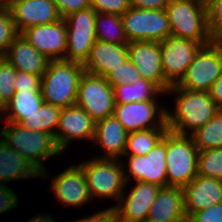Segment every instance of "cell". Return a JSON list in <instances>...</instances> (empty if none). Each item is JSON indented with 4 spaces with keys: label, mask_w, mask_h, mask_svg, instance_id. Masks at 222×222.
<instances>
[{
    "label": "cell",
    "mask_w": 222,
    "mask_h": 222,
    "mask_svg": "<svg viewBox=\"0 0 222 222\" xmlns=\"http://www.w3.org/2000/svg\"><path fill=\"white\" fill-rule=\"evenodd\" d=\"M127 157V167L123 172L125 185L131 184V178L136 181L156 184L160 187L167 186L166 173V133L163 138L144 156Z\"/></svg>",
    "instance_id": "11"
},
{
    "label": "cell",
    "mask_w": 222,
    "mask_h": 222,
    "mask_svg": "<svg viewBox=\"0 0 222 222\" xmlns=\"http://www.w3.org/2000/svg\"><path fill=\"white\" fill-rule=\"evenodd\" d=\"M83 65L66 60L49 61L41 79V94L44 103L61 109L76 104L78 85Z\"/></svg>",
    "instance_id": "3"
},
{
    "label": "cell",
    "mask_w": 222,
    "mask_h": 222,
    "mask_svg": "<svg viewBox=\"0 0 222 222\" xmlns=\"http://www.w3.org/2000/svg\"><path fill=\"white\" fill-rule=\"evenodd\" d=\"M42 178V174L0 136V183Z\"/></svg>",
    "instance_id": "25"
},
{
    "label": "cell",
    "mask_w": 222,
    "mask_h": 222,
    "mask_svg": "<svg viewBox=\"0 0 222 222\" xmlns=\"http://www.w3.org/2000/svg\"><path fill=\"white\" fill-rule=\"evenodd\" d=\"M20 1H23V0H3V2L0 4V7L9 9L13 4Z\"/></svg>",
    "instance_id": "46"
},
{
    "label": "cell",
    "mask_w": 222,
    "mask_h": 222,
    "mask_svg": "<svg viewBox=\"0 0 222 222\" xmlns=\"http://www.w3.org/2000/svg\"><path fill=\"white\" fill-rule=\"evenodd\" d=\"M128 132L113 116L97 121L93 141L103 148V155H94L97 158L122 160L127 143ZM105 152V153H104Z\"/></svg>",
    "instance_id": "22"
},
{
    "label": "cell",
    "mask_w": 222,
    "mask_h": 222,
    "mask_svg": "<svg viewBox=\"0 0 222 222\" xmlns=\"http://www.w3.org/2000/svg\"><path fill=\"white\" fill-rule=\"evenodd\" d=\"M4 57L16 71L41 77L46 72L50 61L21 34L14 39Z\"/></svg>",
    "instance_id": "23"
},
{
    "label": "cell",
    "mask_w": 222,
    "mask_h": 222,
    "mask_svg": "<svg viewBox=\"0 0 222 222\" xmlns=\"http://www.w3.org/2000/svg\"><path fill=\"white\" fill-rule=\"evenodd\" d=\"M5 59L3 55H0V63Z\"/></svg>",
    "instance_id": "49"
},
{
    "label": "cell",
    "mask_w": 222,
    "mask_h": 222,
    "mask_svg": "<svg viewBox=\"0 0 222 222\" xmlns=\"http://www.w3.org/2000/svg\"><path fill=\"white\" fill-rule=\"evenodd\" d=\"M147 218L161 222L187 221L184 213L183 188L161 187Z\"/></svg>",
    "instance_id": "24"
},
{
    "label": "cell",
    "mask_w": 222,
    "mask_h": 222,
    "mask_svg": "<svg viewBox=\"0 0 222 222\" xmlns=\"http://www.w3.org/2000/svg\"><path fill=\"white\" fill-rule=\"evenodd\" d=\"M206 5H208L212 0H203Z\"/></svg>",
    "instance_id": "48"
},
{
    "label": "cell",
    "mask_w": 222,
    "mask_h": 222,
    "mask_svg": "<svg viewBox=\"0 0 222 222\" xmlns=\"http://www.w3.org/2000/svg\"><path fill=\"white\" fill-rule=\"evenodd\" d=\"M143 222H161V221H155V220L146 218ZM175 222H187V221H175Z\"/></svg>",
    "instance_id": "47"
},
{
    "label": "cell",
    "mask_w": 222,
    "mask_h": 222,
    "mask_svg": "<svg viewBox=\"0 0 222 222\" xmlns=\"http://www.w3.org/2000/svg\"><path fill=\"white\" fill-rule=\"evenodd\" d=\"M96 40L113 44H128L120 15L97 13L95 19Z\"/></svg>",
    "instance_id": "28"
},
{
    "label": "cell",
    "mask_w": 222,
    "mask_h": 222,
    "mask_svg": "<svg viewBox=\"0 0 222 222\" xmlns=\"http://www.w3.org/2000/svg\"><path fill=\"white\" fill-rule=\"evenodd\" d=\"M8 10L19 34L26 28L62 19L53 0H23L13 4Z\"/></svg>",
    "instance_id": "19"
},
{
    "label": "cell",
    "mask_w": 222,
    "mask_h": 222,
    "mask_svg": "<svg viewBox=\"0 0 222 222\" xmlns=\"http://www.w3.org/2000/svg\"><path fill=\"white\" fill-rule=\"evenodd\" d=\"M61 110L59 107L43 103L38 111L24 119L20 124L29 130L47 133L55 137Z\"/></svg>",
    "instance_id": "30"
},
{
    "label": "cell",
    "mask_w": 222,
    "mask_h": 222,
    "mask_svg": "<svg viewBox=\"0 0 222 222\" xmlns=\"http://www.w3.org/2000/svg\"><path fill=\"white\" fill-rule=\"evenodd\" d=\"M209 33L213 40L222 41V0L207 5Z\"/></svg>",
    "instance_id": "36"
},
{
    "label": "cell",
    "mask_w": 222,
    "mask_h": 222,
    "mask_svg": "<svg viewBox=\"0 0 222 222\" xmlns=\"http://www.w3.org/2000/svg\"><path fill=\"white\" fill-rule=\"evenodd\" d=\"M91 7L97 13L124 14L131 6L129 0H90Z\"/></svg>",
    "instance_id": "37"
},
{
    "label": "cell",
    "mask_w": 222,
    "mask_h": 222,
    "mask_svg": "<svg viewBox=\"0 0 222 222\" xmlns=\"http://www.w3.org/2000/svg\"><path fill=\"white\" fill-rule=\"evenodd\" d=\"M170 0H129L130 6L138 9L164 10Z\"/></svg>",
    "instance_id": "43"
},
{
    "label": "cell",
    "mask_w": 222,
    "mask_h": 222,
    "mask_svg": "<svg viewBox=\"0 0 222 222\" xmlns=\"http://www.w3.org/2000/svg\"><path fill=\"white\" fill-rule=\"evenodd\" d=\"M51 178V191L56 196L57 202L62 203L64 207L81 208L87 202L92 203L86 177L79 164H72Z\"/></svg>",
    "instance_id": "16"
},
{
    "label": "cell",
    "mask_w": 222,
    "mask_h": 222,
    "mask_svg": "<svg viewBox=\"0 0 222 222\" xmlns=\"http://www.w3.org/2000/svg\"><path fill=\"white\" fill-rule=\"evenodd\" d=\"M76 105L95 121L113 115L115 107L114 88L105 77L84 71L79 85Z\"/></svg>",
    "instance_id": "9"
},
{
    "label": "cell",
    "mask_w": 222,
    "mask_h": 222,
    "mask_svg": "<svg viewBox=\"0 0 222 222\" xmlns=\"http://www.w3.org/2000/svg\"><path fill=\"white\" fill-rule=\"evenodd\" d=\"M60 16L64 19L79 10L91 7L90 0H53Z\"/></svg>",
    "instance_id": "40"
},
{
    "label": "cell",
    "mask_w": 222,
    "mask_h": 222,
    "mask_svg": "<svg viewBox=\"0 0 222 222\" xmlns=\"http://www.w3.org/2000/svg\"><path fill=\"white\" fill-rule=\"evenodd\" d=\"M26 222H57L53 217H51L50 213H40L35 215V217H31ZM64 222V221H63Z\"/></svg>",
    "instance_id": "45"
},
{
    "label": "cell",
    "mask_w": 222,
    "mask_h": 222,
    "mask_svg": "<svg viewBox=\"0 0 222 222\" xmlns=\"http://www.w3.org/2000/svg\"><path fill=\"white\" fill-rule=\"evenodd\" d=\"M184 213L188 219L194 212L222 202V180L197 175L183 187Z\"/></svg>",
    "instance_id": "20"
},
{
    "label": "cell",
    "mask_w": 222,
    "mask_h": 222,
    "mask_svg": "<svg viewBox=\"0 0 222 222\" xmlns=\"http://www.w3.org/2000/svg\"><path fill=\"white\" fill-rule=\"evenodd\" d=\"M128 58L127 44L96 40L83 68L87 73L106 77L111 71L121 68Z\"/></svg>",
    "instance_id": "21"
},
{
    "label": "cell",
    "mask_w": 222,
    "mask_h": 222,
    "mask_svg": "<svg viewBox=\"0 0 222 222\" xmlns=\"http://www.w3.org/2000/svg\"><path fill=\"white\" fill-rule=\"evenodd\" d=\"M168 128H154L130 132L123 156H144L164 136Z\"/></svg>",
    "instance_id": "29"
},
{
    "label": "cell",
    "mask_w": 222,
    "mask_h": 222,
    "mask_svg": "<svg viewBox=\"0 0 222 222\" xmlns=\"http://www.w3.org/2000/svg\"><path fill=\"white\" fill-rule=\"evenodd\" d=\"M187 222H222V202L194 212Z\"/></svg>",
    "instance_id": "38"
},
{
    "label": "cell",
    "mask_w": 222,
    "mask_h": 222,
    "mask_svg": "<svg viewBox=\"0 0 222 222\" xmlns=\"http://www.w3.org/2000/svg\"><path fill=\"white\" fill-rule=\"evenodd\" d=\"M159 45L164 78L170 86L177 85L181 81L195 55L203 46L201 43L172 35L159 42Z\"/></svg>",
    "instance_id": "12"
},
{
    "label": "cell",
    "mask_w": 222,
    "mask_h": 222,
    "mask_svg": "<svg viewBox=\"0 0 222 222\" xmlns=\"http://www.w3.org/2000/svg\"><path fill=\"white\" fill-rule=\"evenodd\" d=\"M221 74L222 41L213 40L200 48L177 86L189 91L209 92Z\"/></svg>",
    "instance_id": "7"
},
{
    "label": "cell",
    "mask_w": 222,
    "mask_h": 222,
    "mask_svg": "<svg viewBox=\"0 0 222 222\" xmlns=\"http://www.w3.org/2000/svg\"><path fill=\"white\" fill-rule=\"evenodd\" d=\"M209 94L217 105V107L222 110V74L213 83L211 89L209 90Z\"/></svg>",
    "instance_id": "44"
},
{
    "label": "cell",
    "mask_w": 222,
    "mask_h": 222,
    "mask_svg": "<svg viewBox=\"0 0 222 222\" xmlns=\"http://www.w3.org/2000/svg\"><path fill=\"white\" fill-rule=\"evenodd\" d=\"M128 42H161L171 35L167 13L164 10L138 9L130 7L121 15Z\"/></svg>",
    "instance_id": "8"
},
{
    "label": "cell",
    "mask_w": 222,
    "mask_h": 222,
    "mask_svg": "<svg viewBox=\"0 0 222 222\" xmlns=\"http://www.w3.org/2000/svg\"><path fill=\"white\" fill-rule=\"evenodd\" d=\"M15 68L4 59L0 63V112L11 101L15 94Z\"/></svg>",
    "instance_id": "33"
},
{
    "label": "cell",
    "mask_w": 222,
    "mask_h": 222,
    "mask_svg": "<svg viewBox=\"0 0 222 222\" xmlns=\"http://www.w3.org/2000/svg\"><path fill=\"white\" fill-rule=\"evenodd\" d=\"M3 123L4 126L0 129V136L12 149L32 163L42 174L43 179H48L50 172L45 166L46 161L57 158L63 153L57 146L54 136L29 130L19 123L9 121Z\"/></svg>",
    "instance_id": "2"
},
{
    "label": "cell",
    "mask_w": 222,
    "mask_h": 222,
    "mask_svg": "<svg viewBox=\"0 0 222 222\" xmlns=\"http://www.w3.org/2000/svg\"><path fill=\"white\" fill-rule=\"evenodd\" d=\"M97 12L89 7L64 18L67 28V50L64 60L84 64L96 41Z\"/></svg>",
    "instance_id": "10"
},
{
    "label": "cell",
    "mask_w": 222,
    "mask_h": 222,
    "mask_svg": "<svg viewBox=\"0 0 222 222\" xmlns=\"http://www.w3.org/2000/svg\"><path fill=\"white\" fill-rule=\"evenodd\" d=\"M96 122L77 106H69L61 110L59 124L55 132V141L62 152L70 147L75 140H90L93 142Z\"/></svg>",
    "instance_id": "15"
},
{
    "label": "cell",
    "mask_w": 222,
    "mask_h": 222,
    "mask_svg": "<svg viewBox=\"0 0 222 222\" xmlns=\"http://www.w3.org/2000/svg\"><path fill=\"white\" fill-rule=\"evenodd\" d=\"M160 189L156 184L136 181L130 192H123L119 203L115 204L121 222H143Z\"/></svg>",
    "instance_id": "18"
},
{
    "label": "cell",
    "mask_w": 222,
    "mask_h": 222,
    "mask_svg": "<svg viewBox=\"0 0 222 222\" xmlns=\"http://www.w3.org/2000/svg\"><path fill=\"white\" fill-rule=\"evenodd\" d=\"M198 175L222 180V151L220 148L198 151Z\"/></svg>",
    "instance_id": "32"
},
{
    "label": "cell",
    "mask_w": 222,
    "mask_h": 222,
    "mask_svg": "<svg viewBox=\"0 0 222 222\" xmlns=\"http://www.w3.org/2000/svg\"><path fill=\"white\" fill-rule=\"evenodd\" d=\"M41 76L29 74L27 72L16 71L15 76V90L28 91V90H41Z\"/></svg>",
    "instance_id": "39"
},
{
    "label": "cell",
    "mask_w": 222,
    "mask_h": 222,
    "mask_svg": "<svg viewBox=\"0 0 222 222\" xmlns=\"http://www.w3.org/2000/svg\"><path fill=\"white\" fill-rule=\"evenodd\" d=\"M113 88L115 104L158 100V96L166 94L156 84L144 78L136 80L135 83L117 84Z\"/></svg>",
    "instance_id": "27"
},
{
    "label": "cell",
    "mask_w": 222,
    "mask_h": 222,
    "mask_svg": "<svg viewBox=\"0 0 222 222\" xmlns=\"http://www.w3.org/2000/svg\"><path fill=\"white\" fill-rule=\"evenodd\" d=\"M41 90L16 91L11 101L0 112V121L21 123L41 108Z\"/></svg>",
    "instance_id": "26"
},
{
    "label": "cell",
    "mask_w": 222,
    "mask_h": 222,
    "mask_svg": "<svg viewBox=\"0 0 222 222\" xmlns=\"http://www.w3.org/2000/svg\"><path fill=\"white\" fill-rule=\"evenodd\" d=\"M176 95L174 109L166 108V125L168 130L190 136L204 126L218 112L219 108L209 92L189 91L171 86L167 95Z\"/></svg>",
    "instance_id": "1"
},
{
    "label": "cell",
    "mask_w": 222,
    "mask_h": 222,
    "mask_svg": "<svg viewBox=\"0 0 222 222\" xmlns=\"http://www.w3.org/2000/svg\"><path fill=\"white\" fill-rule=\"evenodd\" d=\"M113 116L128 133L154 128H168L166 106L159 105L157 100L115 104Z\"/></svg>",
    "instance_id": "13"
},
{
    "label": "cell",
    "mask_w": 222,
    "mask_h": 222,
    "mask_svg": "<svg viewBox=\"0 0 222 222\" xmlns=\"http://www.w3.org/2000/svg\"><path fill=\"white\" fill-rule=\"evenodd\" d=\"M19 35L10 11L0 7V55H5L9 46Z\"/></svg>",
    "instance_id": "34"
},
{
    "label": "cell",
    "mask_w": 222,
    "mask_h": 222,
    "mask_svg": "<svg viewBox=\"0 0 222 222\" xmlns=\"http://www.w3.org/2000/svg\"><path fill=\"white\" fill-rule=\"evenodd\" d=\"M198 149L191 136L166 131L167 186L184 187L197 175Z\"/></svg>",
    "instance_id": "6"
},
{
    "label": "cell",
    "mask_w": 222,
    "mask_h": 222,
    "mask_svg": "<svg viewBox=\"0 0 222 222\" xmlns=\"http://www.w3.org/2000/svg\"><path fill=\"white\" fill-rule=\"evenodd\" d=\"M20 34L50 61L64 60L67 28L63 18L50 24L26 28Z\"/></svg>",
    "instance_id": "14"
},
{
    "label": "cell",
    "mask_w": 222,
    "mask_h": 222,
    "mask_svg": "<svg viewBox=\"0 0 222 222\" xmlns=\"http://www.w3.org/2000/svg\"><path fill=\"white\" fill-rule=\"evenodd\" d=\"M18 195L6 184L0 183V214L11 212L18 206Z\"/></svg>",
    "instance_id": "42"
},
{
    "label": "cell",
    "mask_w": 222,
    "mask_h": 222,
    "mask_svg": "<svg viewBox=\"0 0 222 222\" xmlns=\"http://www.w3.org/2000/svg\"><path fill=\"white\" fill-rule=\"evenodd\" d=\"M165 11L172 36L203 46L213 41L209 33L207 5L203 0H170Z\"/></svg>",
    "instance_id": "4"
},
{
    "label": "cell",
    "mask_w": 222,
    "mask_h": 222,
    "mask_svg": "<svg viewBox=\"0 0 222 222\" xmlns=\"http://www.w3.org/2000/svg\"><path fill=\"white\" fill-rule=\"evenodd\" d=\"M79 165L84 171L92 201L99 197L119 202L127 188L121 160L91 157Z\"/></svg>",
    "instance_id": "5"
},
{
    "label": "cell",
    "mask_w": 222,
    "mask_h": 222,
    "mask_svg": "<svg viewBox=\"0 0 222 222\" xmlns=\"http://www.w3.org/2000/svg\"><path fill=\"white\" fill-rule=\"evenodd\" d=\"M129 59L142 78L156 84L164 93L171 87L164 78L161 50L157 41H132L127 44Z\"/></svg>",
    "instance_id": "17"
},
{
    "label": "cell",
    "mask_w": 222,
    "mask_h": 222,
    "mask_svg": "<svg viewBox=\"0 0 222 222\" xmlns=\"http://www.w3.org/2000/svg\"><path fill=\"white\" fill-rule=\"evenodd\" d=\"M68 222H121L117 207H112L95 212L93 215Z\"/></svg>",
    "instance_id": "41"
},
{
    "label": "cell",
    "mask_w": 222,
    "mask_h": 222,
    "mask_svg": "<svg viewBox=\"0 0 222 222\" xmlns=\"http://www.w3.org/2000/svg\"><path fill=\"white\" fill-rule=\"evenodd\" d=\"M105 78L107 82L114 87L122 83H135V81L141 79L142 76L136 66L128 58L121 68L111 71Z\"/></svg>",
    "instance_id": "35"
},
{
    "label": "cell",
    "mask_w": 222,
    "mask_h": 222,
    "mask_svg": "<svg viewBox=\"0 0 222 222\" xmlns=\"http://www.w3.org/2000/svg\"><path fill=\"white\" fill-rule=\"evenodd\" d=\"M190 136L198 151L220 148L222 146V110H219L211 120Z\"/></svg>",
    "instance_id": "31"
}]
</instances>
